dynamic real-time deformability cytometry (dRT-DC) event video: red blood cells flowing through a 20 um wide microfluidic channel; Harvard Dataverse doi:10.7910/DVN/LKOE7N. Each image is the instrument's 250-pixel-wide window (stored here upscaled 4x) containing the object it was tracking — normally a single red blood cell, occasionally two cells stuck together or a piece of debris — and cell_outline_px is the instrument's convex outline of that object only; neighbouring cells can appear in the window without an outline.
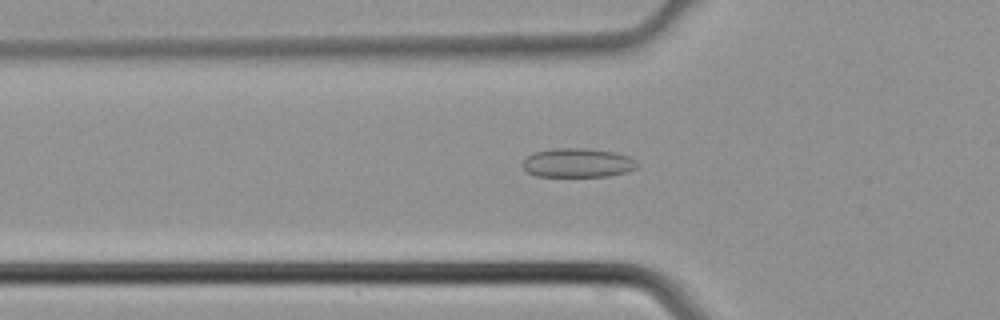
{"species": "common noctule bat (a hibernating species)", "species_latin": "Nyctalus noctula", "temperature_condition": "cold", "stored_images_in_passage": 43, "camera_frame_rate_fps": 3000, "um_per_image_px": 0.085, "animal": {"sex": "male", "body_mass_g": 21.5, "forearm_length_mm": 52.0}, "frame": {"image": 1, "passage_image": 15, "time_ms": 4.667, "image_size_px": [1000, 320], "cell_outline_px": [[640, 164], [636, 168], [628, 172], [608, 176], [536, 176], [528, 172], [520, 164], [528, 156], [536, 152], [556, 148], [584, 148], [616, 152], [628, 156], [636, 160]], "centroid_in_image_um": [49.14, 13.84], "position_along_channel_um": 76.7, "area_um2": 19.48}}
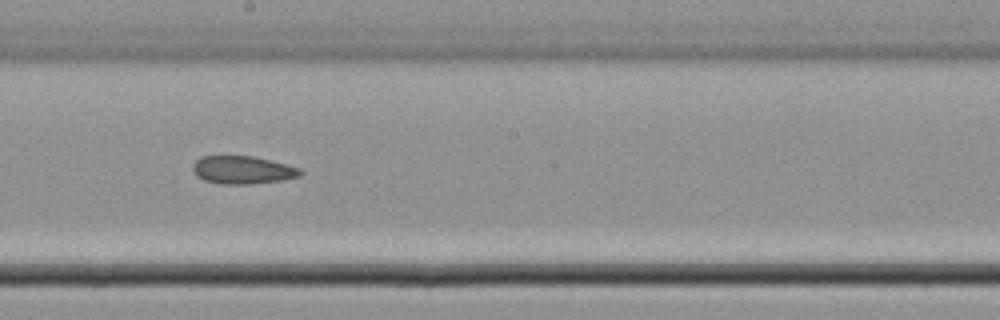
{"frame": {"image": 2, "passage_image": 25, "time_ms": 8.0, "image_size_px": [1000, 320], "cell_outline_px": [[304, 172], [300, 176], [280, 180], [248, 184], [220, 184], [204, 180], [196, 176], [192, 168], [192, 164], [200, 156], [252, 156], [300, 168]], "centroid_in_image_um": [20.58, 14.44], "position_along_channel_um": 227.6, "area_um2": 17.4}}
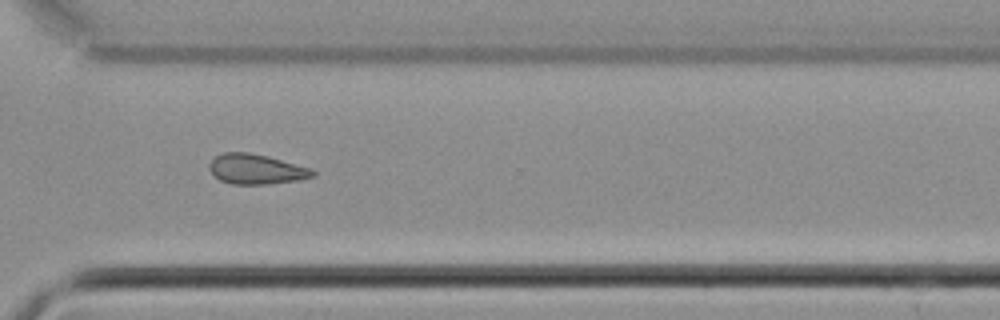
{"frame": {"image": 3, "passage_image": 33, "time_ms": 10.667, "image_size_px": [1000, 320], "cell_outline_px": [[316, 172], [312, 176], [300, 180], [268, 184], [232, 184], [220, 180], [208, 168], [208, 164], [216, 156], [224, 152], [248, 152], [268, 156], [312, 168]], "centroid_in_image_um": [21.79, 14.37], "position_along_channel_um": 348.8, "area_um2": 18.09}}